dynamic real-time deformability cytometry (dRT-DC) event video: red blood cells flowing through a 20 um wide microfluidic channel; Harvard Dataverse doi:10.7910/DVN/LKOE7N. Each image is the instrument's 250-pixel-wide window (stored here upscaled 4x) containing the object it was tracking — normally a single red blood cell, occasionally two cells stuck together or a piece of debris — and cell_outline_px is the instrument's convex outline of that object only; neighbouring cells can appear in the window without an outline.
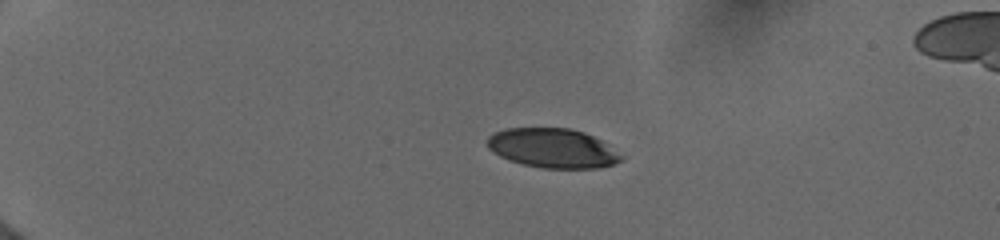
{"species": "human", "species_latin": "Homo sapiens", "temperature_condition": "cold", "stored_images_in_passage": 6, "camera_frame_rate_fps": 3000, "um_per_image_px": 0.085, "donor": {"sex": "female"}, "frame": {"image": 1, "passage_image": 1, "time_ms": 0.0, "image_size_px": [1000, 240], "cell_outline_px": [[624, 160], [616, 164], [600, 168], [544, 168], [524, 164], [500, 156], [492, 152], [488, 148], [488, 136], [496, 132], [508, 128], [568, 128], [584, 132], [600, 140], [624, 156]], "centroid_in_image_um": [47.01, 12.6], "position_along_channel_um": 38.0, "area_um2": 30.58}}
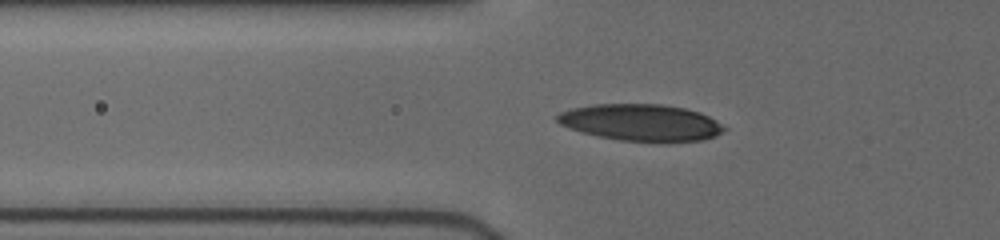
{"frame": {"image": 2, "passage_image": 5, "time_ms": 2.667, "image_size_px": [1000, 240], "cell_outline_px": [[728, 128], [716, 136], [704, 140], [620, 140], [580, 132], [560, 124], [556, 120], [556, 116], [560, 112], [572, 108], [592, 104], [664, 104], [684, 108], [700, 112], [716, 120]], "centroid_in_image_um": [54.48, 10.39], "position_along_channel_um": 71.3, "area_um2": 35.26}}